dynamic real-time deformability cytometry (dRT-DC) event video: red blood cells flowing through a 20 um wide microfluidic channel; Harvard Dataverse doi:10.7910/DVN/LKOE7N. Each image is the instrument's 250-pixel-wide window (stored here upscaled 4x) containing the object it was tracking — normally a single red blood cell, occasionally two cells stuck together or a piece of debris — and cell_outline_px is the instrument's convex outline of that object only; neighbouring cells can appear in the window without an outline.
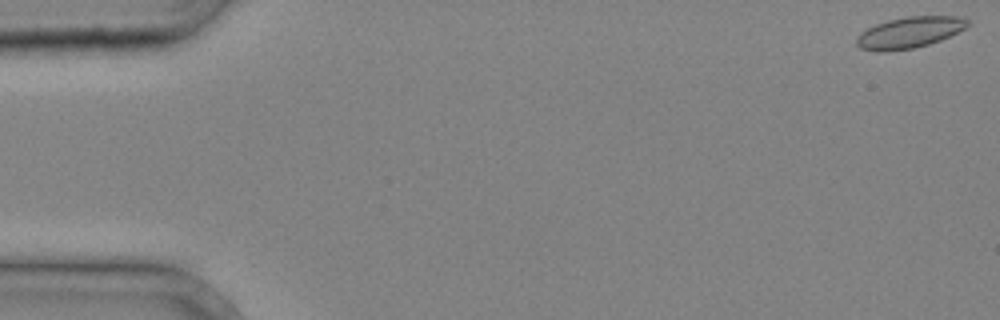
{"species": "common noctule bat (a hibernating species)", "species_latin": "Nyctalus noctula", "temperature_condition": "cold", "stored_images_in_passage": 35, "camera_frame_rate_fps": 3000, "um_per_image_px": 0.085, "animal": {"sex": "male", "body_mass_g": 20.4}, "frame": {"image": 1, "passage_image": 1, "time_ms": 0.0, "image_size_px": [1000, 320], "cell_outline_px": [[972, 24], [940, 40], [928, 44], [912, 48], [888, 52], [876, 52], [860, 48], [856, 44], [856, 36], [860, 32], [876, 24], [888, 20], [908, 16], [956, 16], [968, 20]], "centroid_in_image_um": [77.25, 2.77], "position_along_channel_um": 7.7, "area_um2": 20.17}}
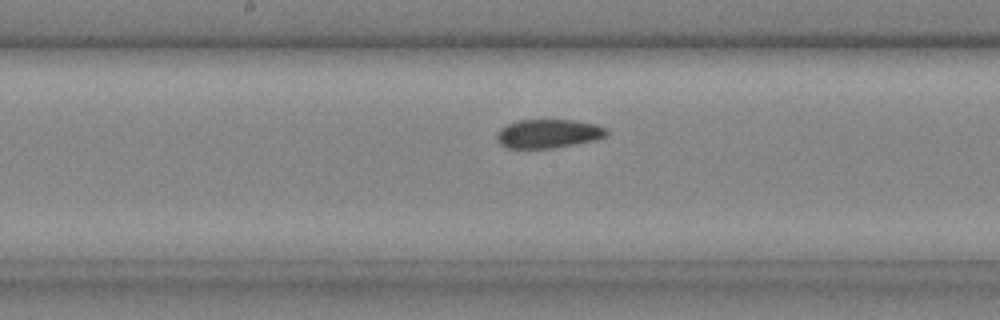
{"frame": {"image": 2, "passage_image": 21, "time_ms": 6.667, "image_size_px": [1000, 320], "cell_outline_px": [[608, 136], [596, 140], [552, 148], [508, 148], [500, 144], [496, 140], [496, 132], [500, 128], [508, 124], [520, 120], [572, 120], [596, 124], [608, 128]], "centroid_in_image_um": [46.62, 11.36], "position_along_channel_um": 201.6, "area_um2": 18.55}}
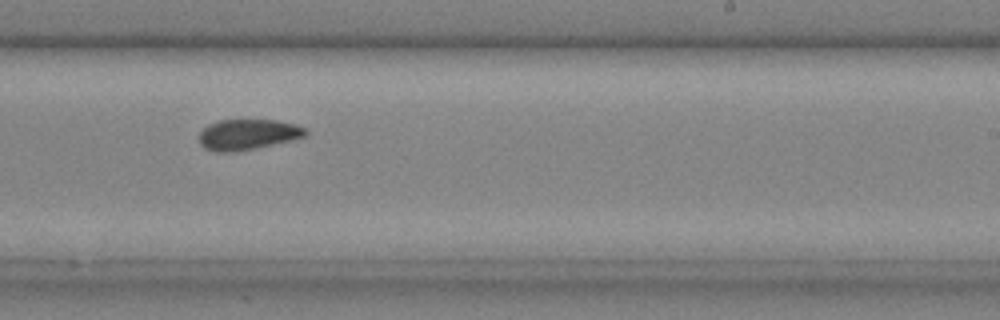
{"frame": {"image": 3, "passage_image": 25, "time_ms": 8.0, "image_size_px": [1000, 320], "cell_outline_px": [[308, 132], [304, 136], [256, 148], [236, 152], [216, 152], [204, 148], [200, 144], [200, 132], [208, 124], [220, 120], [276, 120], [296, 124], [304, 128]], "centroid_in_image_um": [21.02, 11.43], "position_along_channel_um": 268.0, "area_um2": 18.79}}